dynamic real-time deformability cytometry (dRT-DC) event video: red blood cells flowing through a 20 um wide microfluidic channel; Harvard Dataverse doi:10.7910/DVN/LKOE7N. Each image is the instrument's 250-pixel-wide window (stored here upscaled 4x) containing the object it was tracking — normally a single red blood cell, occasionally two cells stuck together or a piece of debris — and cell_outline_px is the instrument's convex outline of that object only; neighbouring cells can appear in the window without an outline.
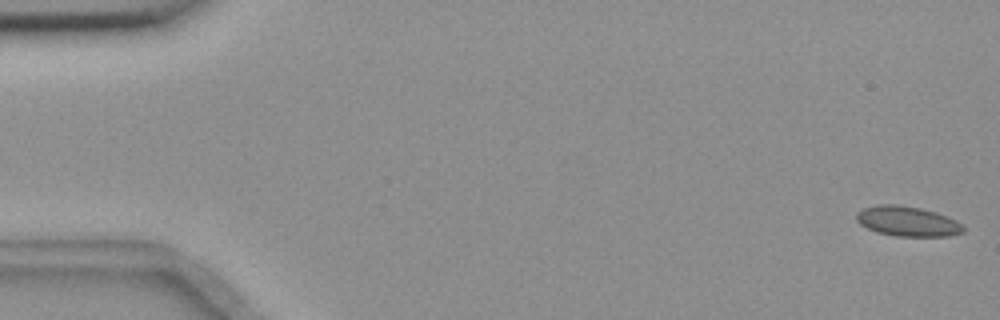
{"species": "common noctule bat (a hibernating species)", "species_latin": "Nyctalus noctula", "temperature_condition": "room temperature", "stored_images_in_passage": 55, "camera_frame_rate_fps": 3000, "um_per_image_px": 0.085, "animal": {"sex": "female", "body_mass_g": 18.4}, "frame": {"image": 1, "passage_image": 1, "time_ms": 0.0, "image_size_px": [1000, 320], "cell_outline_px": [[964, 232], [948, 236], [896, 236], [876, 232], [860, 224], [856, 220], [856, 212], [864, 208], [876, 204], [896, 204], [920, 208], [936, 212], [956, 220], [964, 228]], "centroid_in_image_um": [77.11, 18.8], "position_along_channel_um": 7.9, "area_um2": 18.67}}
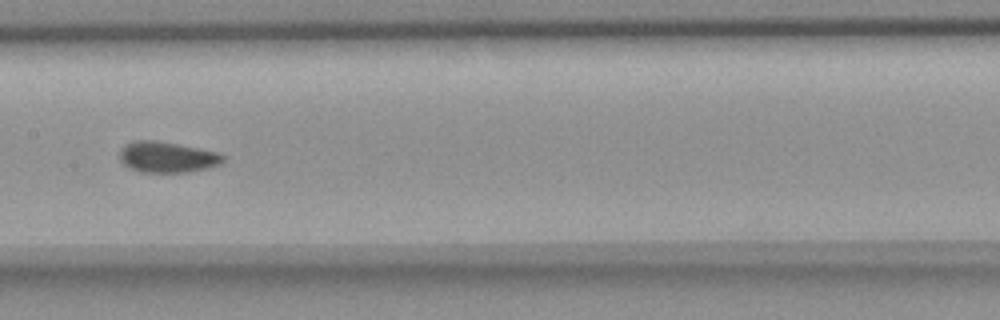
{"frame": {"image": 2, "passage_image": 28, "time_ms": 9.0, "image_size_px": [1000, 320], "cell_outline_px": [[224, 160], [220, 164], [208, 168], [188, 172], [140, 172], [124, 164], [120, 160], [120, 148], [132, 140], [156, 140], [220, 152], [224, 156]], "centroid_in_image_um": [14.22, 13.34], "position_along_channel_um": 193.2, "area_um2": 18.67}}
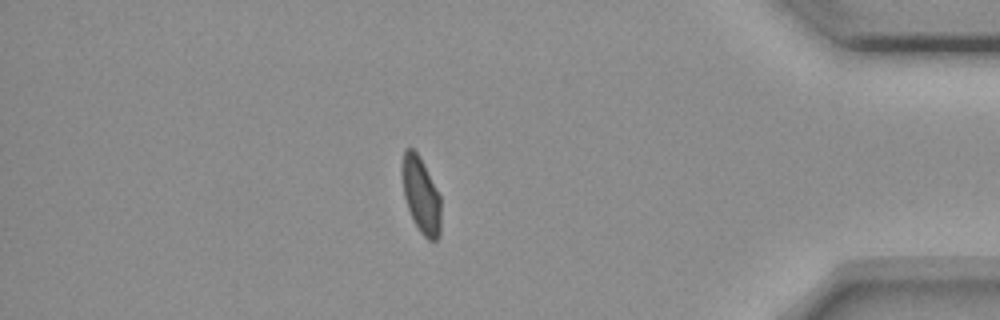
{"frame": {"image": 3, "passage_image": 48, "time_ms": 15.667, "image_size_px": [1000, 320], "cell_outline_px": [[440, 232], [436, 240], [428, 240], [420, 232], [408, 208], [404, 196], [400, 172], [400, 168], [404, 148], [412, 148], [416, 152], [440, 196]], "centroid_in_image_um": [35.74, 16.57], "position_along_channel_um": 399.5, "area_um2": 16.94}, "authors_computed_cell_mechanics": {"area_um2": 18.3226, "velocity_mm_per_s": 3.654, "shape_relaxation_time_tau1_ms": null, "shape_relaxation_time_tau2_ms": 1.0487, "deformation_change_tau1": null, "deformation_change_tau2": 0.0642}}